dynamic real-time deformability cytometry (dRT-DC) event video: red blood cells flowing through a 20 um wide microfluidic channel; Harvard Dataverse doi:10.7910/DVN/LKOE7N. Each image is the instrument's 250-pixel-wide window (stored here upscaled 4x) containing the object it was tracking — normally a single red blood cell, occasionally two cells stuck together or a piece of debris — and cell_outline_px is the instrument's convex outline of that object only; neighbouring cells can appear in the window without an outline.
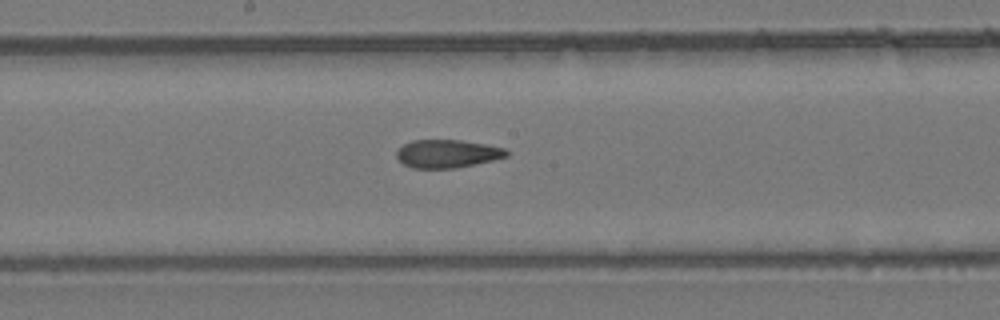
{"species": "common noctule bat (a hibernating species)", "species_latin": "Nyctalus noctula", "temperature_condition": "room temperature", "stored_images_in_passage": 9, "camera_frame_rate_fps": 3000, "um_per_image_px": 0.085, "animal": {"sex": "female", "body_mass_g": 24.6, "forearm_length_mm": 56.2}, "frame": {"image": 1, "passage_image": 9, "time_ms": 2.667, "image_size_px": [1000, 320], "cell_outline_px": [[508, 156], [492, 160], [456, 168], [412, 168], [404, 164], [396, 156], [396, 152], [404, 144], [412, 140], [460, 140], [484, 144], [504, 148], [508, 152]], "centroid_in_image_um": [38.0, 13.06], "position_along_channel_um": 210.2, "area_um2": 17.8}}